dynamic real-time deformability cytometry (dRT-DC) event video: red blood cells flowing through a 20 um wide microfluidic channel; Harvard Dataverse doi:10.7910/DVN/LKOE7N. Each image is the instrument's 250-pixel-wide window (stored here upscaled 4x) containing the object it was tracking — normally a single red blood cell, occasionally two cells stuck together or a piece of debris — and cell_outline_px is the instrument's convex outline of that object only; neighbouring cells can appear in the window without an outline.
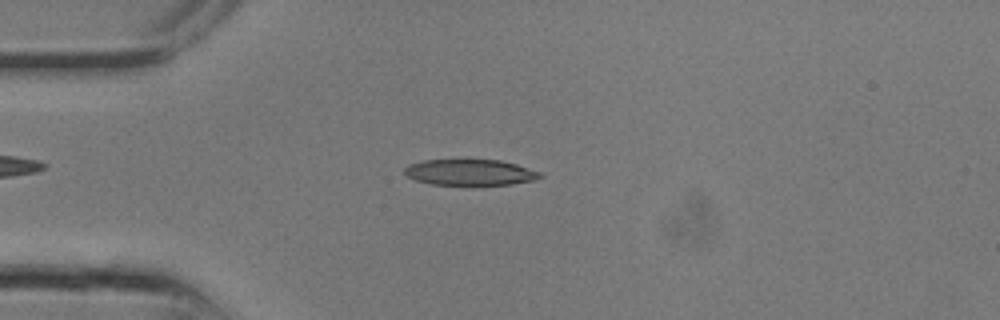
{"species": "common noctule bat (a hibernating species)", "species_latin": "Nyctalus noctula", "temperature_condition": "room temperature", "stored_images_in_passage": 7, "camera_frame_rate_fps": 3000, "um_per_image_px": 0.085, "animal": {"sex": "male", "body_mass_g": 13.3}, "frame": {"image": 1, "passage_image": 6, "time_ms": 1.667, "image_size_px": [1000, 320], "cell_outline_px": [[544, 176], [536, 180], [512, 184], [480, 188], [476, 188], [428, 184], [416, 180], [408, 176], [404, 172], [404, 168], [408, 164], [424, 160], [500, 160], [516, 164], [540, 172]], "centroid_in_image_um": [39.97, 14.71], "position_along_channel_um": 45.0, "area_um2": 21.62}}